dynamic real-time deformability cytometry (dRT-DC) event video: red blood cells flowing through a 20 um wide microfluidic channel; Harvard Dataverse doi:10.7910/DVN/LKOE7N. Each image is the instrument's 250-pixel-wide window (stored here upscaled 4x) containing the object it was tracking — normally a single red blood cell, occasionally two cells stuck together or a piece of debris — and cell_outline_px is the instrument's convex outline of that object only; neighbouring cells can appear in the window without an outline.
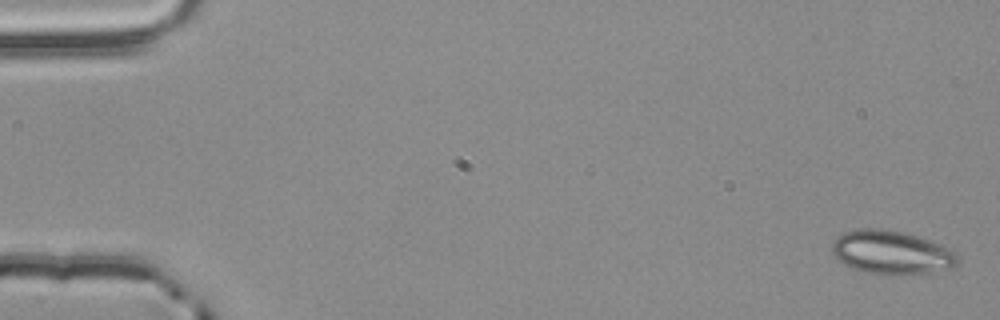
{"species": "common noctule bat (a hibernating species)", "species_latin": "Nyctalus noctula", "temperature_condition": "room temperature", "stored_images_in_passage": 4, "camera_frame_rate_fps": 3000, "um_per_image_px": 0.085, "animal": {"sex": "male", "body_mass_g": 20.4}, "frame": {"image": 1, "passage_image": 1, "time_ms": 0.0, "image_size_px": [1000, 320], "cell_outline_px": [[960, 260], [956, 264], [948, 268], [928, 272], [864, 272], [844, 264], [832, 252], [832, 244], [844, 232], [860, 228], [880, 228], [900, 232], [916, 236], [952, 248], [960, 256]], "centroid_in_image_um": [75.8, 21.41], "position_along_channel_um": 9.2, "area_um2": 30.87}}